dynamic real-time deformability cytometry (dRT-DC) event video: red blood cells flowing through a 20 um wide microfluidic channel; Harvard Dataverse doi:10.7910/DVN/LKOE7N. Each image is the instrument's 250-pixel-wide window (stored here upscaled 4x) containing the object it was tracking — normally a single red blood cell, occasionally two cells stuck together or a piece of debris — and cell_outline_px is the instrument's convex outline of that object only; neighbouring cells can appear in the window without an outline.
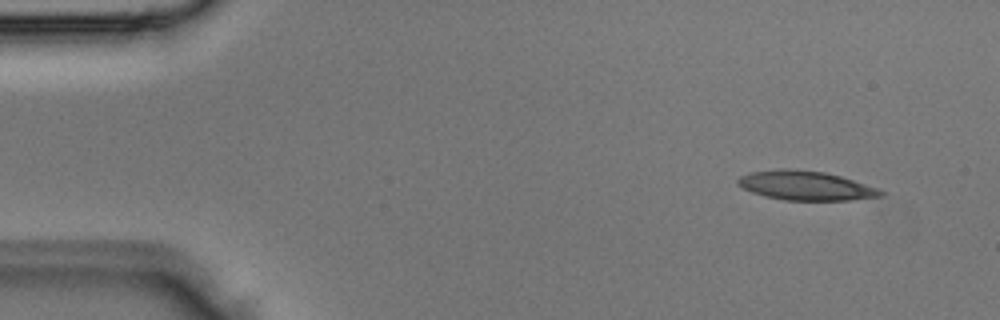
{"species": "Egyptian fruit bat (a non-hibernating species)", "species_latin": "Rousettus aegyptiacus", "temperature_condition": "room temperature", "stored_images_in_passage": 2, "camera_frame_rate_fps": 3000, "um_per_image_px": 0.085, "animal": {"sex": "male"}, "frame": {"image": 1, "passage_image": 2, "time_ms": 0.333, "image_size_px": [1000, 320], "cell_outline_px": [[884, 196], [852, 200], [784, 200], [764, 196], [752, 192], [736, 184], [736, 180], [740, 176], [748, 172], [784, 168], [792, 168], [824, 172], [840, 176], [880, 188], [884, 192]], "centroid_in_image_um": [68.49, 15.77], "position_along_channel_um": 16.5, "area_um2": 24.57}}